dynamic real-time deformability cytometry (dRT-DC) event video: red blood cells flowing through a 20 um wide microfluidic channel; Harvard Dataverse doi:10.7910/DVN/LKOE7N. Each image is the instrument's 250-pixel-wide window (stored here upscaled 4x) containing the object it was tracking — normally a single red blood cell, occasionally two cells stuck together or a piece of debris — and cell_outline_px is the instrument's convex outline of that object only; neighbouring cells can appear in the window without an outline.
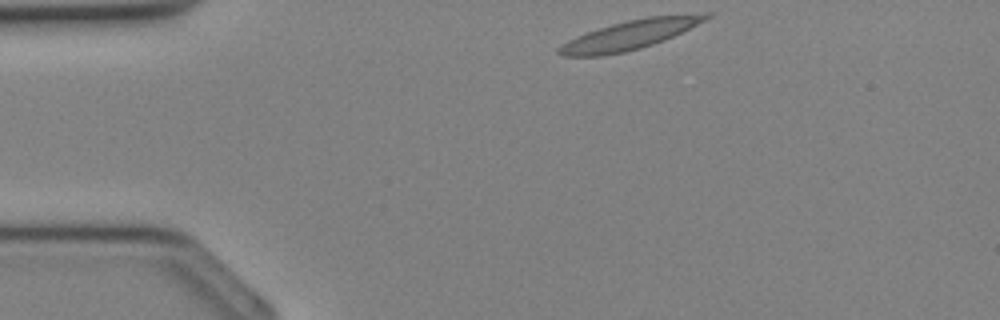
{"species": "Egyptian fruit bat (a non-hibernating species)", "species_latin": "Rousettus aegyptiacus", "temperature_condition": "cold", "stored_images_in_passage": 26, "camera_frame_rate_fps": 3000, "um_per_image_px": 0.085, "animal": {"sex": "female"}, "frame": {"image": 1, "passage_image": 1, "time_ms": 0.0, "image_size_px": [1000, 320], "cell_outline_px": [[712, 16], [664, 40], [640, 48], [624, 52], [604, 56], [560, 56], [556, 52], [556, 48], [568, 40], [576, 36], [612, 24], [628, 20], [648, 16], [704, 12], [712, 12]], "centroid_in_image_um": [53.52, 2.96], "position_along_channel_um": 31.5, "area_um2": 24.97}}
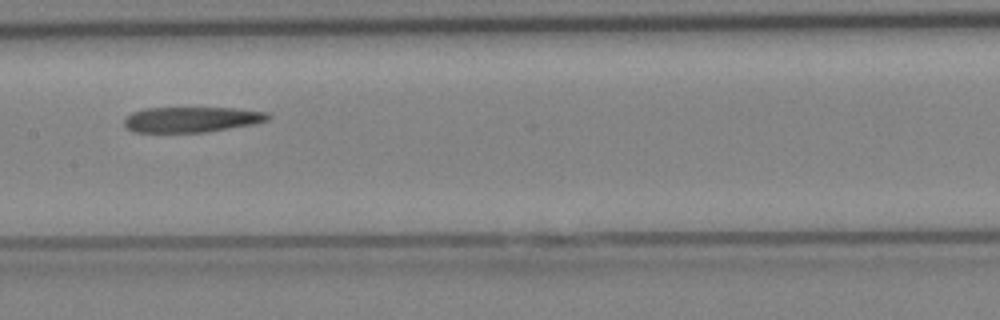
{"frame": {"image": 2, "passage_image": 12, "time_ms": 3.667, "image_size_px": [1000, 320], "cell_outline_px": [[272, 116], [268, 120], [252, 124], [204, 132], [132, 132], [124, 128], [124, 120], [132, 112], [144, 108], [236, 108], [268, 112]], "centroid_in_image_um": [16.26, 10.15], "position_along_channel_um": 191.1, "area_um2": 21.33}}
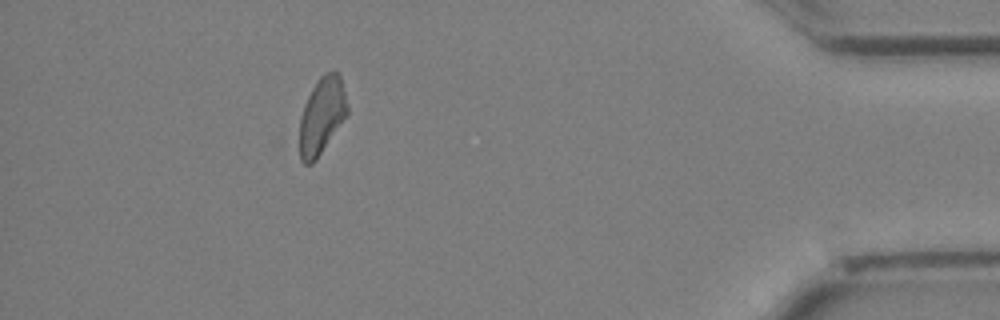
{"frame": {"image": 3, "passage_image": 26, "time_ms": 8.333, "image_size_px": [1000, 320], "cell_outline_px": [[348, 116], [316, 160], [312, 164], [304, 164], [300, 160], [300, 116], [304, 104], [312, 88], [320, 76], [324, 72], [340, 72], [348, 104]], "centroid_in_image_um": [27.38, 9.83], "position_along_channel_um": 407.8, "area_um2": 21.73}}